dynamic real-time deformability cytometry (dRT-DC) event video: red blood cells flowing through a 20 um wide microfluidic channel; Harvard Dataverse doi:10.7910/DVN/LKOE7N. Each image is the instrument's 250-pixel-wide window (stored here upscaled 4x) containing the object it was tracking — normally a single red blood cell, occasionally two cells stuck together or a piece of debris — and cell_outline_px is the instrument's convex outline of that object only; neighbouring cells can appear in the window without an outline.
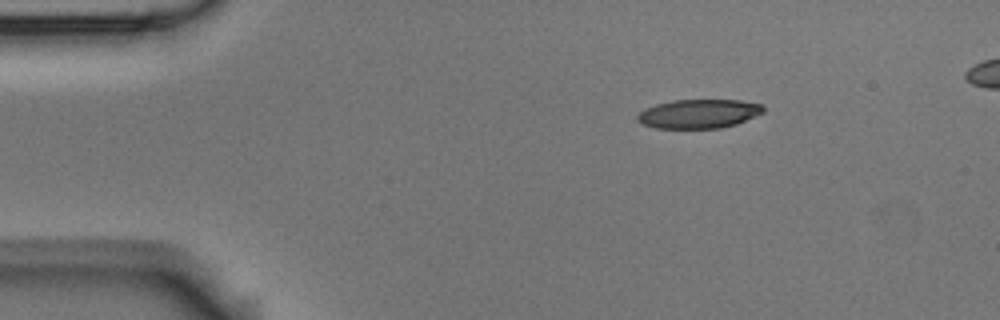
{"species": "Egyptian fruit bat (a non-hibernating species)", "species_latin": "Rousettus aegyptiacus", "temperature_condition": "room temperature", "stored_images_in_passage": 3, "camera_frame_rate_fps": 3000, "um_per_image_px": 0.085, "animal": {"sex": "male"}, "frame": {"image": 1, "passage_image": 1, "time_ms": 0.0, "image_size_px": [1000, 320], "cell_outline_px": [[764, 112], [736, 124], [720, 128], [656, 128], [644, 124], [636, 120], [636, 116], [644, 108], [656, 104], [672, 100], [740, 100], [764, 104]], "centroid_in_image_um": [59.4, 9.66], "position_along_channel_um": 25.6, "area_um2": 21.33}}